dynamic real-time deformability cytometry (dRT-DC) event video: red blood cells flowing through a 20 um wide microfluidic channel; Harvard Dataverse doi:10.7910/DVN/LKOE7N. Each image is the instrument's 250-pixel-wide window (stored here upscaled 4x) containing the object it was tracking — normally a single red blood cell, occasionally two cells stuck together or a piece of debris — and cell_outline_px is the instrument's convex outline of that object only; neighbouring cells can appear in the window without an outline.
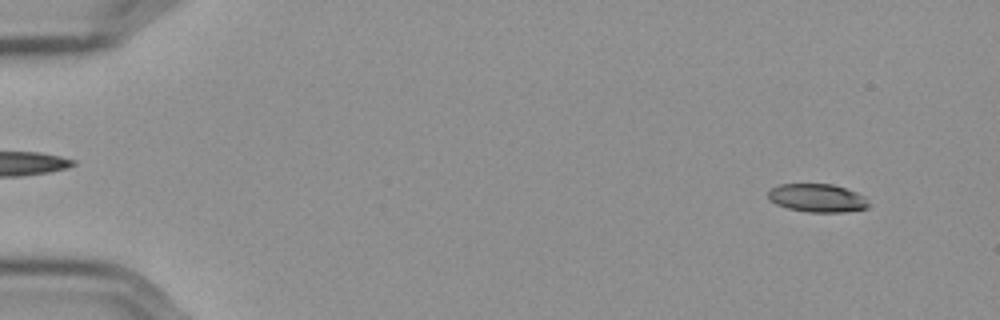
{"species": "Egyptian fruit bat (a non-hibernating species)", "species_latin": "Rousettus aegyptiacus", "temperature_condition": "cold", "stored_images_in_passage": 57, "camera_frame_rate_fps": 3000, "um_per_image_px": 0.085, "frame": {"image": 1, "passage_image": 5, "time_ms": 1.333, "image_size_px": [1000, 320], "cell_outline_px": [[872, 204], [868, 208], [844, 212], [808, 212], [788, 208], [776, 204], [768, 200], [768, 192], [772, 188], [780, 184], [832, 184], [856, 192], [864, 196]], "centroid_in_image_um": [69.49, 16.84], "position_along_channel_um": 15.5, "area_um2": 16.65}}
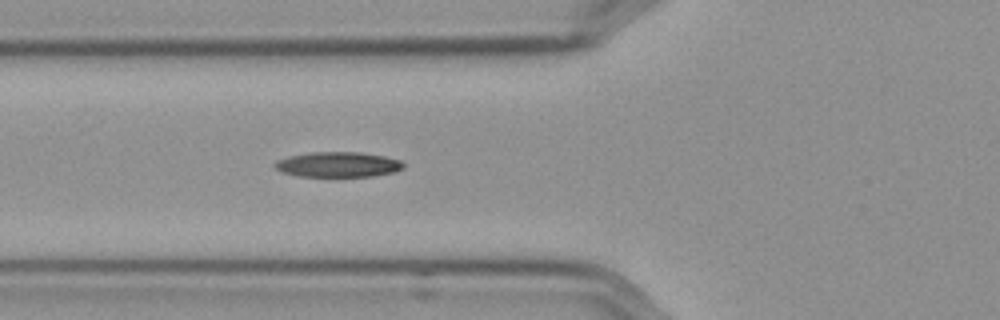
{"frame": {"image": 2, "passage_image": 22, "time_ms": 7.0, "image_size_px": [1000, 320], "cell_outline_px": [[404, 168], [392, 172], [372, 176], [300, 176], [280, 172], [272, 164], [276, 160], [288, 156], [312, 152], [360, 152], [384, 156], [400, 160], [404, 164]], "centroid_in_image_um": [28.69, 13.98], "position_along_channel_um": 97.1, "area_um2": 18.84}}
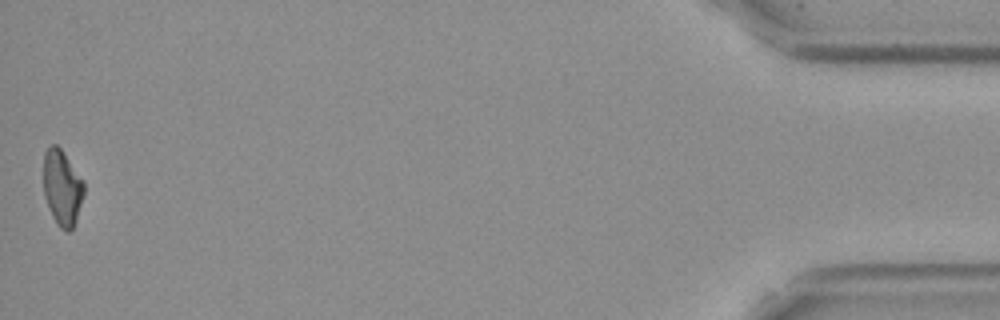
{"frame": {"image": 3, "passage_image": 57, "time_ms": 18.667, "image_size_px": [1000, 320], "cell_outline_px": [[84, 192], [76, 220], [72, 228], [68, 232], [64, 232], [56, 224], [52, 216], [44, 196], [44, 152], [52, 144], [56, 144], [60, 148], [84, 180]], "centroid_in_image_um": [5.28, 15.97], "position_along_channel_um": 429.9, "area_um2": 17.8}, "authors_computed_cell_mechanics": {"area_um2": 18.5538, "velocity_mm_per_s": 3.6021, "shape_relaxation_time_tau1_ms": 3.8567, "shape_relaxation_time_tau2_ms": null, "deformation_change_tau1": 0.1361, "deformation_change_tau2": null}}